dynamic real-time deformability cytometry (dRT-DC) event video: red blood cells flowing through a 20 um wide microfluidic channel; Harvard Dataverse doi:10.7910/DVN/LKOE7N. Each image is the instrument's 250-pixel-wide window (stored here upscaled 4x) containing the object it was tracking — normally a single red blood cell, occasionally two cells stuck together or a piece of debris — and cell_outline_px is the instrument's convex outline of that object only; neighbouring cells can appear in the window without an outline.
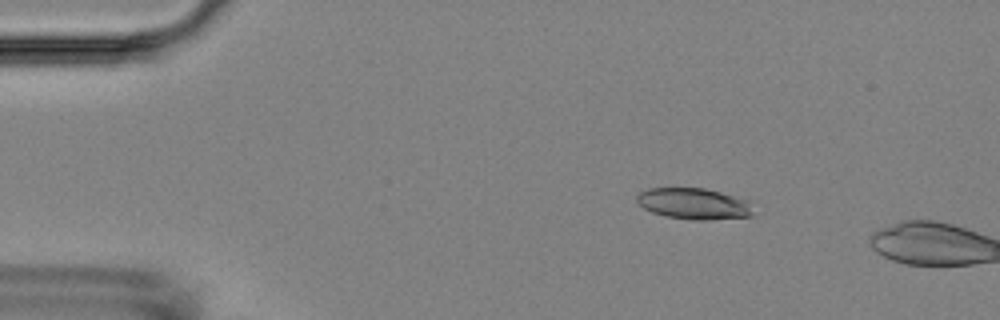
{"species": "Egyptian fruit bat (a non-hibernating species)", "species_latin": "Rousettus aegyptiacus", "temperature_condition": "room temperature", "stored_images_in_passage": 4, "camera_frame_rate_fps": 3000, "um_per_image_px": 0.085, "animal": {"sex": "female"}, "frame": {"image": 1, "passage_image": 2, "time_ms": 1.333, "image_size_px": [1000, 320], "cell_outline_px": [[752, 216], [708, 220], [696, 220], [668, 216], [652, 212], [644, 208], [636, 200], [636, 196], [640, 192], [648, 188], [704, 188], [720, 192], [748, 200], [752, 212]], "centroid_in_image_um": [58.96, 17.31], "position_along_channel_um": 26.0, "area_um2": 20.92}}